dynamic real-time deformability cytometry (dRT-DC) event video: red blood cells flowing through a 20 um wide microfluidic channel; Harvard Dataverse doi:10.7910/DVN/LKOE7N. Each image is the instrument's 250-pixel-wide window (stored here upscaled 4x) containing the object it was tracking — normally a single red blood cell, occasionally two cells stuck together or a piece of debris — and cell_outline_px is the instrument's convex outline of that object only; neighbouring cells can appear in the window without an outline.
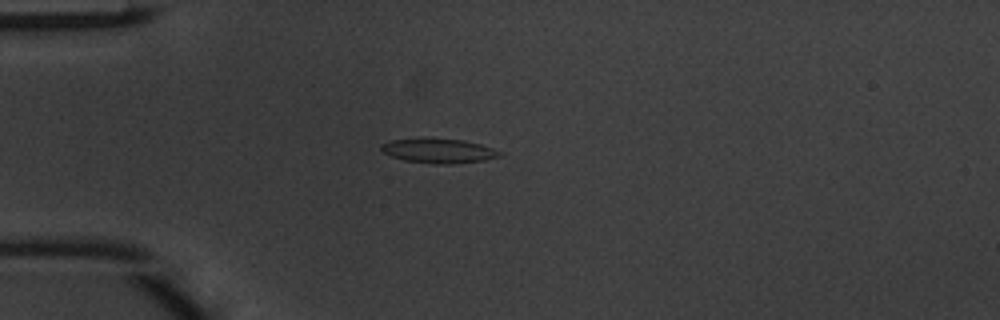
{"species": "common noctule bat (a hibernating species)", "species_latin": "Nyctalus noctula", "temperature_condition": "warm", "stored_images_in_passage": 42, "camera_frame_rate_fps": 3000, "um_per_image_px": 0.085, "animal": {"sex": "male", "body_mass_g": 20.1, "forearm_length_mm": 53.5}, "frame": {"image": 1, "passage_image": 7, "time_ms": 2.0, "image_size_px": [1000, 320], "cell_outline_px": [[500, 156], [484, 160], [448, 164], [436, 164], [404, 160], [392, 156], [384, 152], [380, 148], [380, 144], [388, 140], [464, 140], [480, 144], [492, 148], [500, 152]], "centroid_in_image_um": [37.27, 12.84], "position_along_channel_um": 47.7, "area_um2": 16.18}}
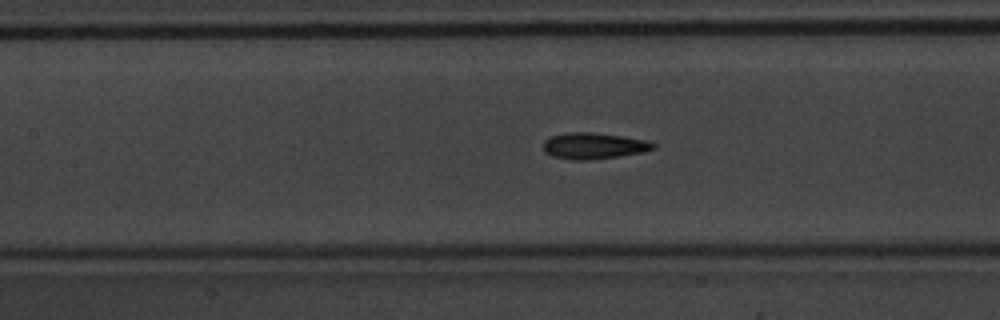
{"frame": {"image": 2, "passage_image": 16, "time_ms": 5.0, "image_size_px": [1000, 320], "cell_outline_px": [[656, 148], [644, 152], [620, 156], [592, 160], [572, 160], [552, 156], [544, 152], [544, 140], [552, 136], [568, 132], [592, 132], [648, 140], [656, 144]], "centroid_in_image_um": [50.49, 12.4], "position_along_channel_um": 156.9, "area_um2": 16.94}}
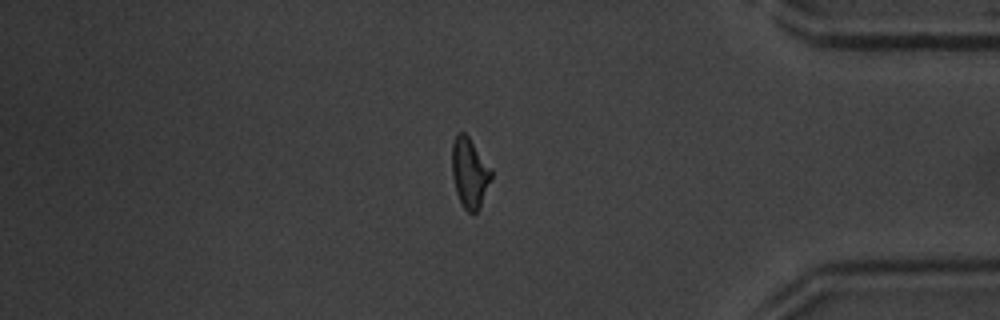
{"frame": {"image": 3, "passage_image": 35, "time_ms": 11.333, "image_size_px": [1000, 320], "cell_outline_px": [[492, 176], [480, 208], [472, 216], [464, 208], [456, 192], [452, 176], [452, 144], [456, 132], [464, 132], [468, 136], [492, 168]], "centroid_in_image_um": [39.92, 14.69], "position_along_channel_um": 395.3, "area_um2": 16.18}, "authors_computed_cell_mechanics": {"area_um2": 16.184, "velocity_mm_per_s": 4.171, "shape_relaxation_time_tau1_ms": 5.6412, "shape_relaxation_time_tau2_ms": 1.9531, "deformation_change_tau1": 0.1817, "deformation_change_tau2": 0.1001}}